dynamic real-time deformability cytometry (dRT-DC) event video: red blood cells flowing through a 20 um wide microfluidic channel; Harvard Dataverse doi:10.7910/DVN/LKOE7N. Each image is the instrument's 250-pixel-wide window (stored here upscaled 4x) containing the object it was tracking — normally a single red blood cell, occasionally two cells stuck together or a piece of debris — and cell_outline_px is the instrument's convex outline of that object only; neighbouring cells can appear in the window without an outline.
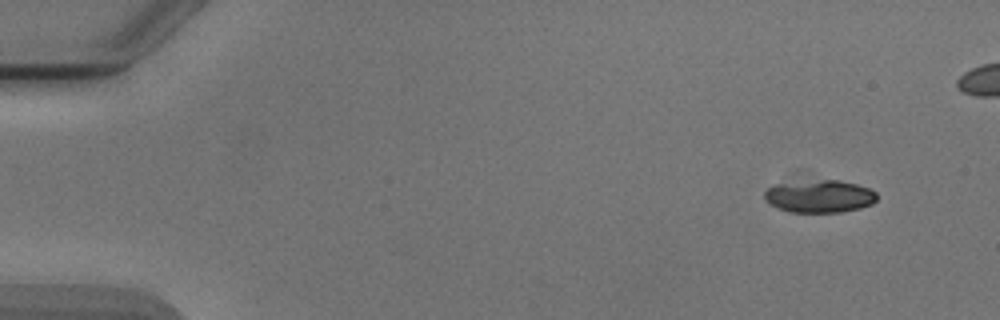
{"species": "Egyptian fruit bat (a non-hibernating species)", "species_latin": "Rousettus aegyptiacus", "temperature_condition": "cold", "stored_images_in_passage": 5, "camera_frame_rate_fps": 3000, "um_per_image_px": 0.085, "animal": {"sex": "male"}, "frame": {"image": 1, "passage_image": 1, "time_ms": 0.0, "image_size_px": [1000, 320], "cell_outline_px": [[876, 200], [872, 204], [860, 208], [840, 212], [788, 212], [764, 200], [764, 192], [768, 188], [776, 184], [820, 180], [836, 180], [856, 184], [868, 188], [876, 192]], "centroid_in_image_um": [69.66, 16.69], "position_along_channel_um": 15.3, "area_um2": 21.1}}
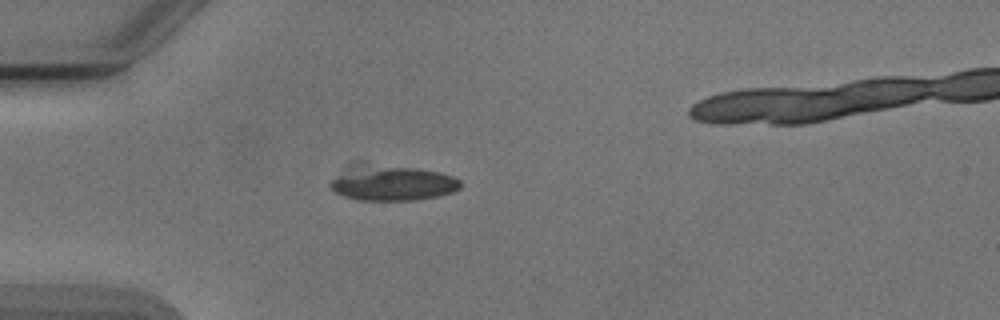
{"frame": {"image": 2, "passage_image": 4, "time_ms": 3.667, "image_size_px": [1000, 320], "cell_outline_px": [[460, 188], [452, 192], [436, 196], [412, 200], [360, 200], [344, 196], [336, 192], [328, 184], [352, 160], [364, 160], [416, 168], [440, 172], [452, 176], [460, 180]], "centroid_in_image_um": [33.23, 15.48], "position_along_channel_um": 51.8, "area_um2": 27.69}}